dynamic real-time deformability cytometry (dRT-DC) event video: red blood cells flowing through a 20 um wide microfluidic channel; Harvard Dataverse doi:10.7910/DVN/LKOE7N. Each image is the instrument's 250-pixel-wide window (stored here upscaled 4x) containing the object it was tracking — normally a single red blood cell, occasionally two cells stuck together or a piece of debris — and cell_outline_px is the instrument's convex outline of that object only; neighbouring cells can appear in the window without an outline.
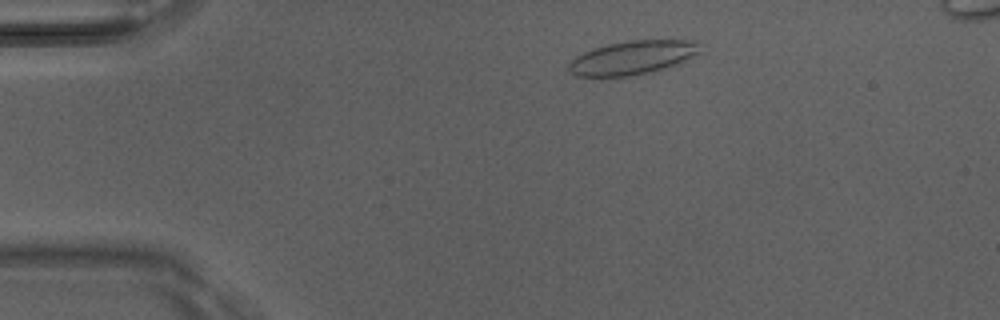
{"species": "Egyptian fruit bat (a non-hibernating species)", "species_latin": "Rousettus aegyptiacus", "temperature_condition": "room temperature", "stored_images_in_passage": 4, "camera_frame_rate_fps": 3000, "um_per_image_px": 0.085, "animal": {"sex": "male"}, "frame": {"image": 1, "passage_image": 2, "time_ms": 0.333, "image_size_px": [1000, 320], "cell_outline_px": [[704, 52], [680, 64], [652, 72], [632, 76], [576, 76], [568, 68], [568, 64], [576, 56], [584, 52], [608, 44], [628, 40], [700, 40]], "centroid_in_image_um": [53.91, 4.89], "position_along_channel_um": 31.1, "area_um2": 26.3}}